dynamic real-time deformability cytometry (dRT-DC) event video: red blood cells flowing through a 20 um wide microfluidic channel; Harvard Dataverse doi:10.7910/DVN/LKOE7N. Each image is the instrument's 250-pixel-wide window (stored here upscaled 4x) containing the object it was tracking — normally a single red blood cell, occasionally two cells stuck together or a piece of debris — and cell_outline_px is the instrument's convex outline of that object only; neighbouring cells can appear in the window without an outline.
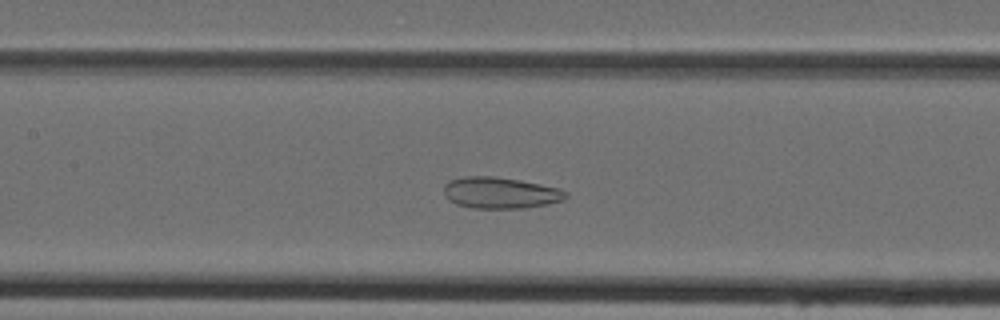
{"species": "Egyptian fruit bat (a non-hibernating species)", "species_latin": "Rousettus aegyptiacus", "temperature_condition": "cold", "stored_images_in_passage": 35, "segment_of_instrument_passage": [1, 2], "camera_frame_rate_fps": 3000, "um_per_image_px": 0.085, "animal": {"sex": "female"}, "frame": {"image": 1, "passage_image": 9, "time_ms": 2.667, "image_size_px": [1000, 320], "cell_outline_px": [[568, 196], [564, 200], [548, 204], [524, 208], [472, 208], [456, 204], [448, 200], [444, 196], [444, 184], [448, 180], [464, 176], [496, 176], [520, 180], [560, 188], [568, 192]], "centroid_in_image_um": [42.52, 16.38], "position_along_channel_um": 164.9, "area_um2": 22.6}}
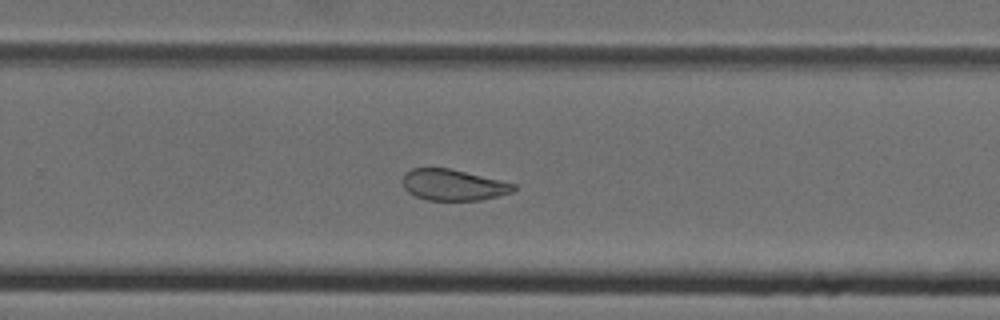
{"frame": {"image": 2, "passage_image": 18, "time_ms": 5.667, "image_size_px": [1000, 320], "cell_outline_px": [[516, 188], [512, 192], [480, 200], [428, 200], [416, 196], [408, 192], [404, 188], [404, 172], [412, 168], [448, 168], [500, 180], [516, 184]], "centroid_in_image_um": [38.51, 15.72], "position_along_channel_um": 291.3, "area_um2": 19.88}}
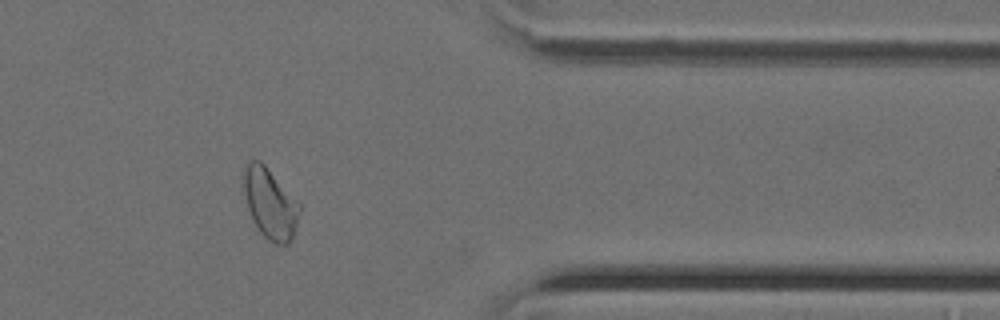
{"frame": {"image": 3, "passage_image": 26, "time_ms": 8.333, "image_size_px": [1000, 320], "cell_outline_px": [[300, 212], [292, 236], [288, 244], [276, 244], [268, 240], [260, 232], [252, 220], [248, 208], [244, 192], [244, 172], [248, 164], [252, 160], [260, 160], [264, 164], [300, 204]], "centroid_in_image_um": [22.96, 17.32], "position_along_channel_um": 388.4, "area_um2": 22.37}}